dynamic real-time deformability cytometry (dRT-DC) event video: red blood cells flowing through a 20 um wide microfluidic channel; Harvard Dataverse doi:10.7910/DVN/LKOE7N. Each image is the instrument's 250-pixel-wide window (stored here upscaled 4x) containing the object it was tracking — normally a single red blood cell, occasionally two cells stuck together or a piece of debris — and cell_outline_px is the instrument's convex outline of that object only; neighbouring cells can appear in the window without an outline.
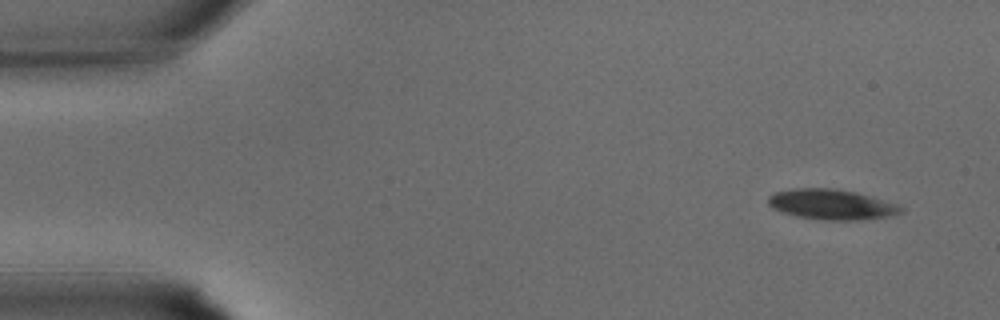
{"species": "common noctule bat (a hibernating species)", "species_latin": "Nyctalus noctula", "temperature_condition": "warm", "stored_images_in_passage": 32, "camera_frame_rate_fps": 3000, "um_per_image_px": 0.085, "animal": {"sex": "male", "body_mass_g": 15.6}, "frame": {"image": 1, "passage_image": 1, "time_ms": 0.0, "image_size_px": [1000, 320], "cell_outline_px": [[904, 212], [892, 216], [860, 220], [824, 220], [796, 216], [780, 212], [772, 208], [768, 204], [768, 196], [776, 192], [796, 188], [832, 188], [856, 192], [872, 196], [896, 204], [904, 208]], "centroid_in_image_um": [70.69, 17.38], "position_along_channel_um": 14.3, "area_um2": 23.58}}
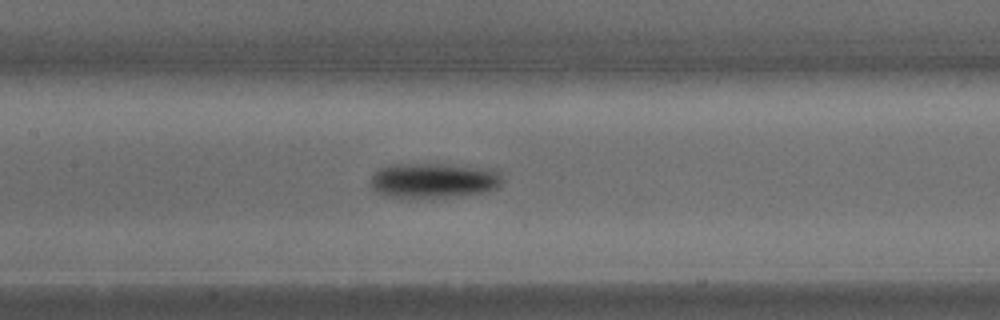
{"frame": {"image": 2, "passage_image": 14, "time_ms": 4.333, "image_size_px": [1000, 320], "cell_outline_px": [[504, 180], [496, 188], [480, 192], [456, 196], [384, 196], [376, 192], [372, 188], [372, 176], [380, 168], [388, 164], [440, 164], [496, 168], [500, 172]], "centroid_in_image_um": [36.91, 15.3], "position_along_channel_um": 170.5, "area_um2": 26.59}}
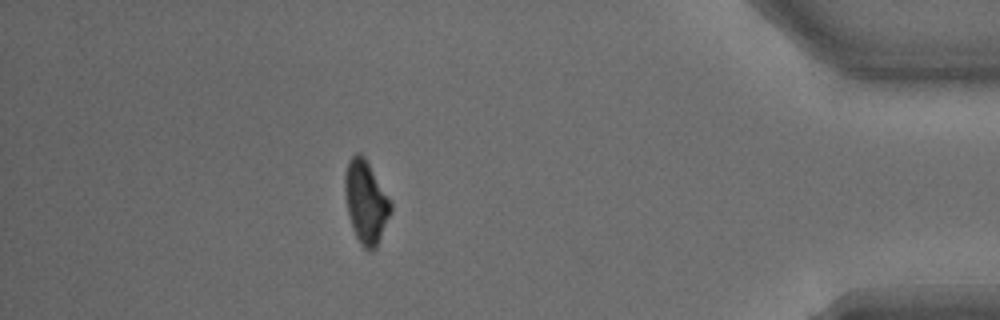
{"frame": {"image": 3, "passage_image": 28, "time_ms": 9.0, "image_size_px": [1000, 320], "cell_outline_px": [[392, 212], [376, 248], [372, 252], [364, 248], [360, 244], [352, 228], [348, 212], [344, 192], [344, 172], [348, 160], [356, 152], [360, 152], [364, 156], [392, 200]], "centroid_in_image_um": [31.11, 17.15], "position_along_channel_um": 404.1, "area_um2": 22.54}}